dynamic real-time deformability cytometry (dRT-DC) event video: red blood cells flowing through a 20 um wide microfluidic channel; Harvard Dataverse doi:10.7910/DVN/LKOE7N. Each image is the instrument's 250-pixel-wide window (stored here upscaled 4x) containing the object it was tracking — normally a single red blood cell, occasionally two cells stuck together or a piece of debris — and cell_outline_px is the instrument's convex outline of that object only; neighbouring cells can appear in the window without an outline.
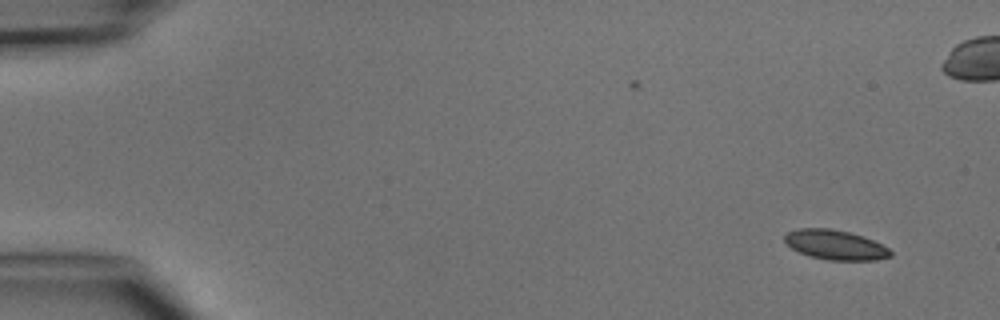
{"species": "common noctule bat (a hibernating species)", "species_latin": "Nyctalus noctula", "temperature_condition": "cold", "stored_images_in_passage": 5, "camera_frame_rate_fps": 3000, "um_per_image_px": 0.085, "animal": {"sex": "male", "body_mass_g": 15.6}, "frame": {"image": 1, "passage_image": 1, "time_ms": 0.0, "image_size_px": [1000, 320], "cell_outline_px": [[892, 256], [876, 260], [828, 260], [808, 256], [792, 248], [784, 240], [784, 236], [788, 232], [800, 228], [832, 228], [864, 236], [888, 248], [892, 252]], "centroid_in_image_um": [71.01, 20.81], "position_along_channel_um": 14.0, "area_um2": 18.26}}